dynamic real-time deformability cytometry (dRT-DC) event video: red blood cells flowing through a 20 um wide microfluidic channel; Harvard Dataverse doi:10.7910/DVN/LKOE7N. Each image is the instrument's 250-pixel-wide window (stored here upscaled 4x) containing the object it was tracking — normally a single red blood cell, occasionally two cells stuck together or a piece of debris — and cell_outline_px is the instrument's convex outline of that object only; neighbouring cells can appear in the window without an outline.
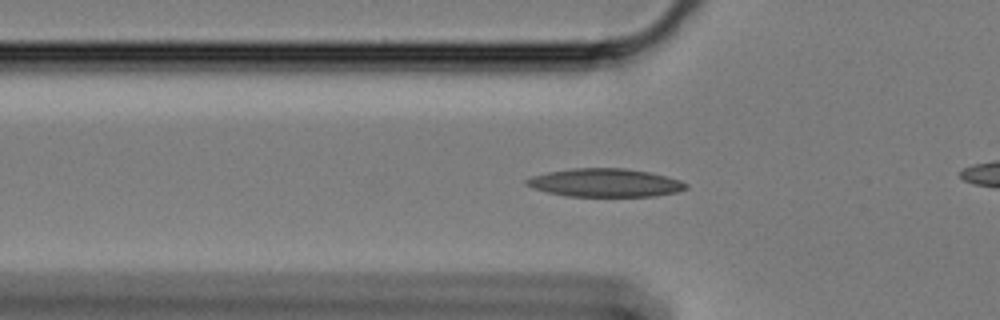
{"species": "Egyptian fruit bat (a non-hibernating species)", "species_latin": "Rousettus aegyptiacus", "temperature_condition": "cold", "stored_images_in_passage": 38, "camera_frame_rate_fps": 3000, "um_per_image_px": 0.085, "animal": {"sex": "female"}, "frame": {"image": 1, "passage_image": 7, "time_ms": 2.0, "image_size_px": [1000, 320], "cell_outline_px": [[688, 188], [676, 192], [656, 196], [564, 196], [532, 188], [524, 184], [524, 180], [532, 176], [548, 172], [572, 168], [624, 168], [648, 172], [680, 180], [688, 184]], "centroid_in_image_um": [51.4, 15.53], "position_along_channel_um": 74.4, "area_um2": 26.24}}
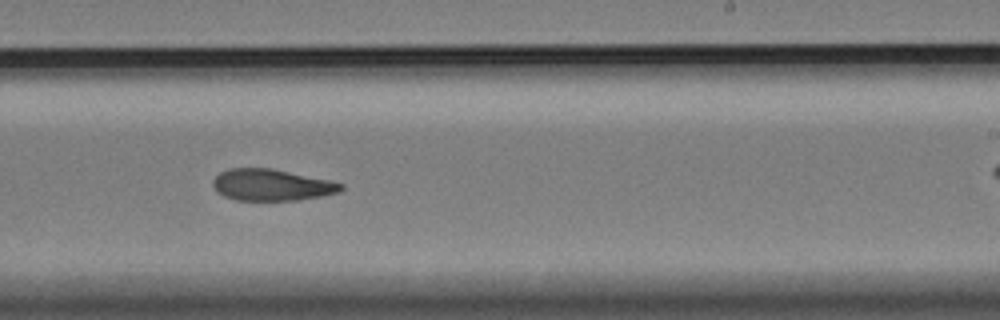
{"frame": {"image": 2, "passage_image": 24, "time_ms": 7.667, "image_size_px": [1000, 320], "cell_outline_px": [[344, 188], [340, 192], [300, 200], [236, 200], [224, 196], [216, 192], [212, 184], [212, 180], [220, 172], [228, 168], [272, 168], [328, 180], [344, 184]], "centroid_in_image_um": [23.06, 15.72], "position_along_channel_um": 265.9, "area_um2": 23.58}}
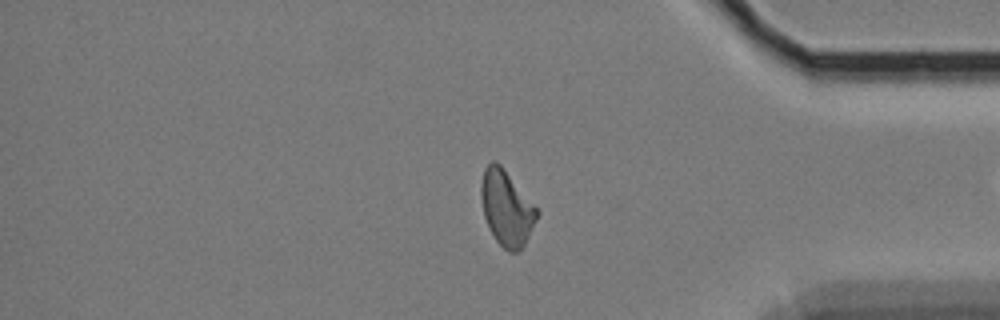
{"frame": {"image": 3, "passage_image": 37, "time_ms": 12.0, "image_size_px": [1000, 320], "cell_outline_px": [[540, 212], [524, 244], [516, 252], [508, 252], [496, 240], [484, 216], [480, 196], [480, 184], [484, 168], [492, 160], [496, 160], [500, 164]], "centroid_in_image_um": [43.03, 17.65], "position_along_channel_um": 392.2, "area_um2": 24.1}}